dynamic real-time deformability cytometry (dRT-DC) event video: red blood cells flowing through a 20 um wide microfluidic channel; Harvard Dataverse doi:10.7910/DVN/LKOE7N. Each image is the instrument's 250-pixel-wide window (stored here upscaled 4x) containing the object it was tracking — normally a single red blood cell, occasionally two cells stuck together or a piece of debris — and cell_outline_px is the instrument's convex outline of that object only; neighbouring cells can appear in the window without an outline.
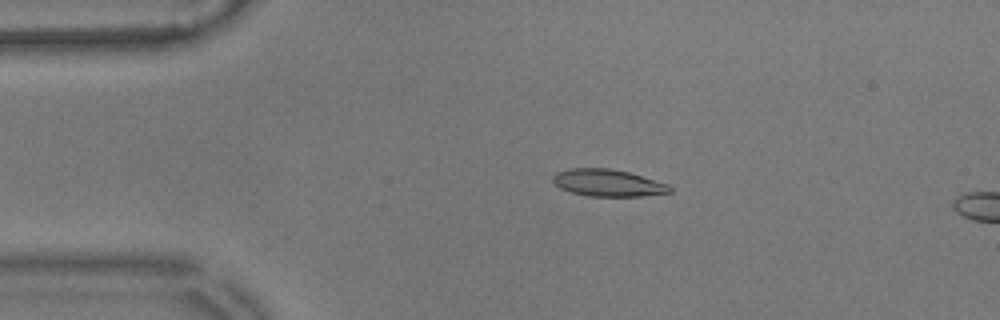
{"species": "common noctule bat (a hibernating species)", "species_latin": "Nyctalus noctula", "temperature_condition": "warm", "stored_images_in_passage": 15, "camera_frame_rate_fps": 3000, "um_per_image_px": 0.085, "animal": {"sex": "male", "body_mass_g": 17.9}, "frame": {"image": 1, "passage_image": 11, "time_ms": 3.333, "image_size_px": [1000, 320], "cell_outline_px": [[672, 192], [640, 196], [588, 196], [572, 192], [560, 188], [552, 180], [552, 176], [556, 172], [568, 168], [608, 168], [628, 172], [668, 184], [672, 188]], "centroid_in_image_um": [51.65, 15.54], "position_along_channel_um": 33.4, "area_um2": 18.32}}